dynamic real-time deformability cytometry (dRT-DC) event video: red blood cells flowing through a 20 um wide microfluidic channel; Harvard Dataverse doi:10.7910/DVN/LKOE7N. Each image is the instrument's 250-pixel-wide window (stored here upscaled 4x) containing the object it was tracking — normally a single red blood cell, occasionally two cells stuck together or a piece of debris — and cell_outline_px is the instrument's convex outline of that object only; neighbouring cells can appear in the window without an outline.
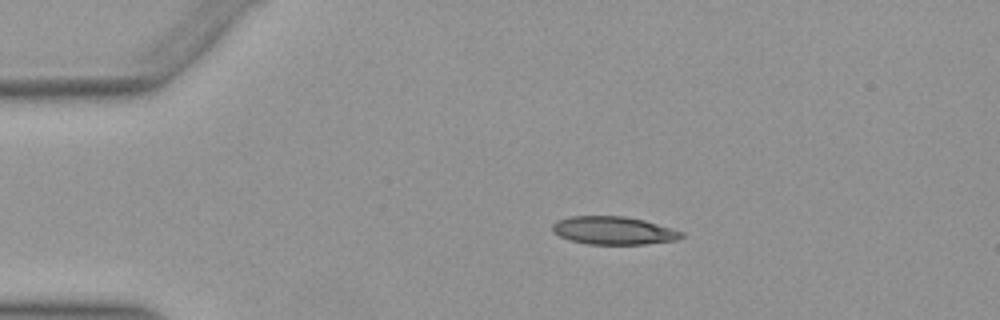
{"species": "Egyptian fruit bat (a non-hibernating species)", "species_latin": "Rousettus aegyptiacus", "temperature_condition": "warm", "stored_images_in_passage": 44, "camera_frame_rate_fps": 3000, "um_per_image_px": 0.085, "animal": {"sex": "female"}, "frame": {"image": 1, "passage_image": 2, "time_ms": 0.333, "image_size_px": [1000, 320], "cell_outline_px": [[688, 236], [676, 240], [644, 244], [588, 244], [572, 240], [560, 236], [552, 232], [552, 224], [556, 220], [572, 216], [624, 216], [644, 220], [672, 228], [684, 232]], "centroid_in_image_um": [52.18, 19.59], "position_along_channel_um": 32.8, "area_um2": 21.15}}
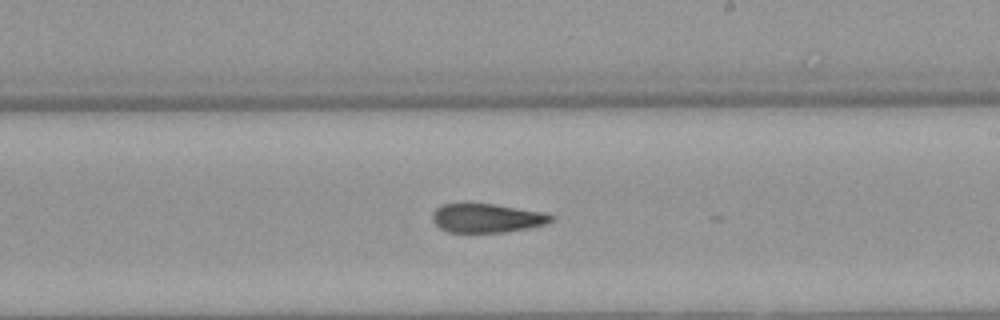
{"frame": {"image": 2, "passage_image": 22, "time_ms": 7.0, "image_size_px": [1000, 320], "cell_outline_px": [[556, 216], [552, 220], [544, 224], [528, 228], [504, 232], [448, 232], [440, 228], [432, 220], [432, 212], [436, 208], [444, 204], [464, 200], [496, 204], [548, 212]], "centroid_in_image_um": [41.37, 18.48], "position_along_channel_um": 247.6, "area_um2": 20.87}}
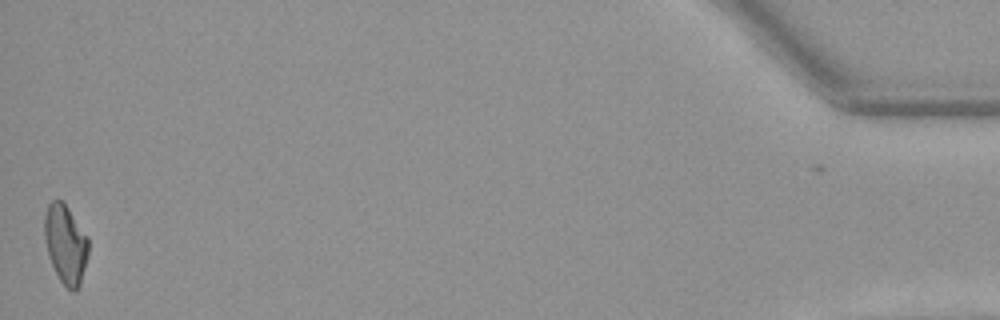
{"frame": {"image": 3, "passage_image": 43, "time_ms": 14.0, "image_size_px": [1000, 320], "cell_outline_px": [[88, 252], [80, 284], [72, 292], [60, 280], [48, 256], [44, 236], [44, 216], [48, 204], [52, 200], [60, 200], [68, 208], [88, 236]], "centroid_in_image_um": [5.56, 20.72], "position_along_channel_um": 429.6, "area_um2": 19.94}, "authors_computed_cell_mechanics": {"area_um2": 20.8947, "velocity_mm_per_s": 3.957, "shape_relaxation_time_tau1_ms": 9.3132, "shape_relaxation_time_tau2_ms": 3.0375, "deformation_change_tau1": 0.2515, "deformation_change_tau2": 0.1179}}